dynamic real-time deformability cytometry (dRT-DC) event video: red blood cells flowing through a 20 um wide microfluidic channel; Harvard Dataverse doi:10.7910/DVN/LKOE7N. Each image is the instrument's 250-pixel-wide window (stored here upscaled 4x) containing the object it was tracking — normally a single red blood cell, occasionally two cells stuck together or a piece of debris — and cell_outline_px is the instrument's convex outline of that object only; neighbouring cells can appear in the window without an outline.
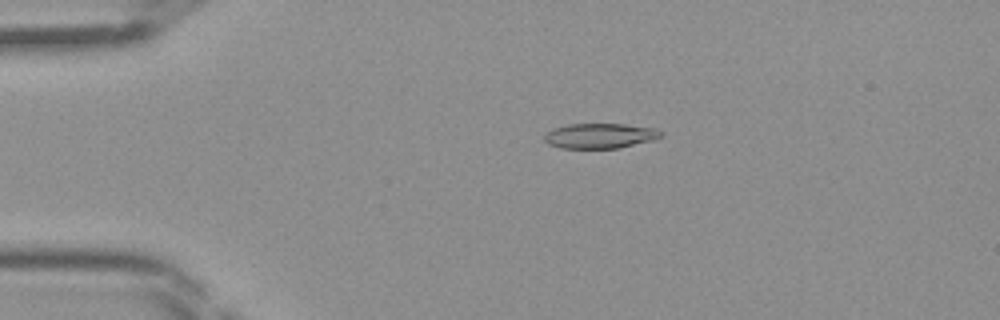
{"species": "Egyptian fruit bat (a non-hibernating species)", "species_latin": "Rousettus aegyptiacus", "temperature_condition": "room temperature", "stored_images_in_passage": 45, "camera_frame_rate_fps": 3000, "um_per_image_px": 0.085, "frame": {"image": 1, "passage_image": 10, "time_ms": 3.0, "image_size_px": [1000, 320], "cell_outline_px": [[664, 136], [652, 140], [620, 148], [560, 148], [548, 144], [544, 140], [544, 132], [552, 128], [568, 124], [624, 124], [656, 128], [664, 132]], "centroid_in_image_um": [50.99, 11.54], "position_along_channel_um": 34.0, "area_um2": 17.28}}
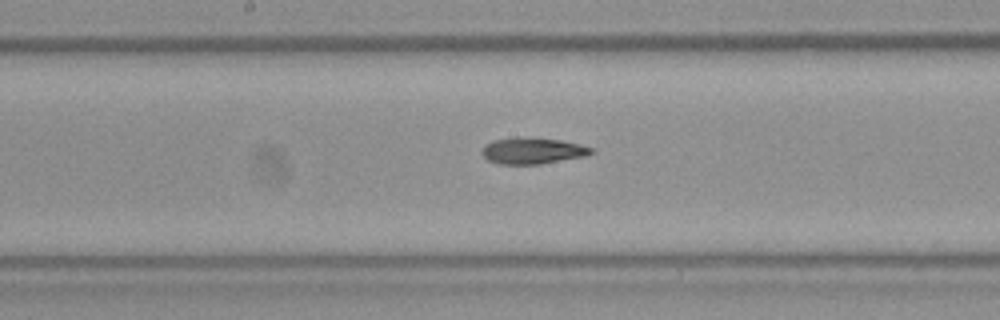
{"frame": {"image": 2, "passage_image": 24, "time_ms": 7.667, "image_size_px": [1000, 320], "cell_outline_px": [[596, 152], [584, 156], [540, 164], [496, 164], [488, 160], [480, 152], [484, 144], [492, 140], [516, 136], [560, 140], [580, 144], [596, 148]], "centroid_in_image_um": [45.25, 12.8], "position_along_channel_um": 202.9, "area_um2": 17.05}}
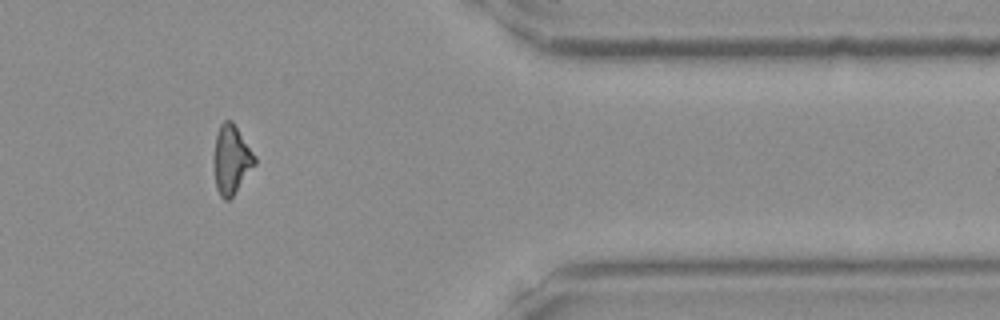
{"frame": {"image": 3, "passage_image": 38, "time_ms": 12.333, "image_size_px": [1000, 320], "cell_outline_px": [[256, 164], [232, 196], [228, 200], [224, 200], [220, 196], [216, 188], [216, 136], [220, 124], [224, 120], [232, 120], [256, 156]], "centroid_in_image_um": [19.71, 13.55], "position_along_channel_um": 391.7, "area_um2": 15.84}}